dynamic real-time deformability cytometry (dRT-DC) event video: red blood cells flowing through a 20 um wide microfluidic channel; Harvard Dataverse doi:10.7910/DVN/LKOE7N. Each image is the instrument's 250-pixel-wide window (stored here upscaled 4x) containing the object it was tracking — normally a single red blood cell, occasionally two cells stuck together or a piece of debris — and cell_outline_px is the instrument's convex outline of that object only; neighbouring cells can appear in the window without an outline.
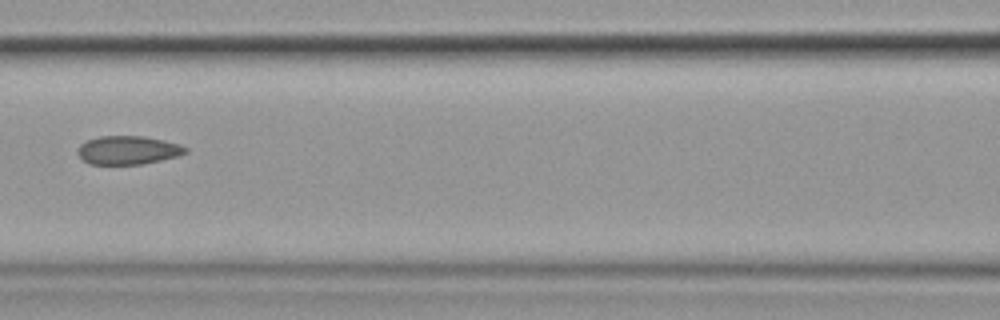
{"species": "common noctule bat (a hibernating species)", "species_latin": "Nyctalus noctula", "temperature_condition": "cold", "stored_images_in_passage": 13, "camera_frame_rate_fps": 3000, "um_per_image_px": 0.085, "animal": {"sex": "female", "body_mass_g": 19.9}, "frame": {"image": 1, "passage_image": 6, "time_ms": 7.0, "image_size_px": [1000, 320], "cell_outline_px": [[188, 152], [176, 156], [140, 164], [88, 164], [76, 152], [76, 148], [80, 144], [88, 140], [100, 136], [144, 136], [164, 140], [180, 144], [188, 148]], "centroid_in_image_um": [10.86, 12.75], "position_along_channel_um": 155.7, "area_um2": 17.86}}
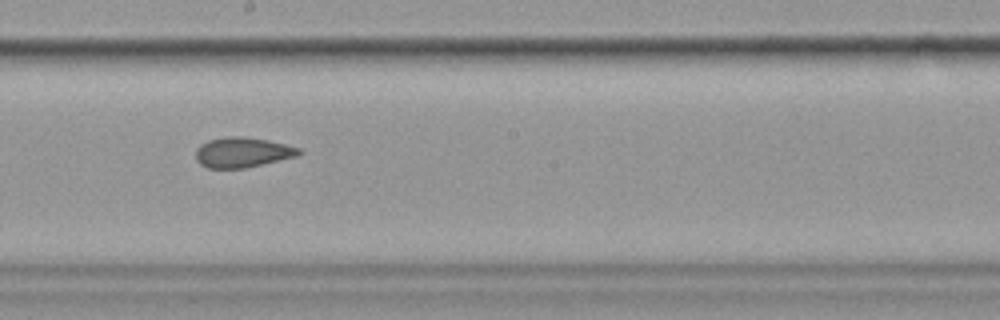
{"frame": {"image": 2, "passage_image": 8, "time_ms": 9.0, "image_size_px": [1000, 320], "cell_outline_px": [[304, 152], [296, 156], [244, 168], [208, 168], [200, 164], [196, 160], [196, 148], [200, 144], [208, 140], [228, 136], [244, 136], [268, 140], [300, 148]], "centroid_in_image_um": [20.58, 12.94], "position_along_channel_um": 227.6, "area_um2": 18.09}}